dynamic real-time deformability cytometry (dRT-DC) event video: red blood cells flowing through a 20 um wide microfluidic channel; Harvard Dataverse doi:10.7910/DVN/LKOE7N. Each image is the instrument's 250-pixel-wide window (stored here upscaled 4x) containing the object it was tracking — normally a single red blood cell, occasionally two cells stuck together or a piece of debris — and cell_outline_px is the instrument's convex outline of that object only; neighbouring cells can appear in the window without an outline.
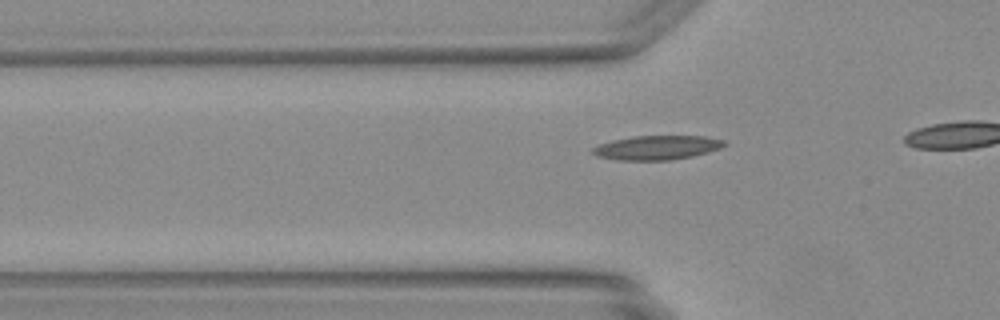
{"species": "Egyptian fruit bat (a non-hibernating species)", "species_latin": "Rousettus aegyptiacus", "temperature_condition": "warm", "stored_images_in_passage": 9, "camera_frame_rate_fps": 3000, "um_per_image_px": 0.085, "animal": {"sex": "female"}, "frame": {"image": 1, "passage_image": 6, "time_ms": 1.667, "image_size_px": [1000, 320], "cell_outline_px": [[728, 144], [720, 148], [708, 152], [692, 156], [672, 160], [620, 160], [596, 156], [592, 152], [592, 148], [600, 144], [612, 140], [632, 136], [708, 136], [724, 140]], "centroid_in_image_um": [55.87, 12.54], "position_along_channel_um": 69.9, "area_um2": 18.61}}